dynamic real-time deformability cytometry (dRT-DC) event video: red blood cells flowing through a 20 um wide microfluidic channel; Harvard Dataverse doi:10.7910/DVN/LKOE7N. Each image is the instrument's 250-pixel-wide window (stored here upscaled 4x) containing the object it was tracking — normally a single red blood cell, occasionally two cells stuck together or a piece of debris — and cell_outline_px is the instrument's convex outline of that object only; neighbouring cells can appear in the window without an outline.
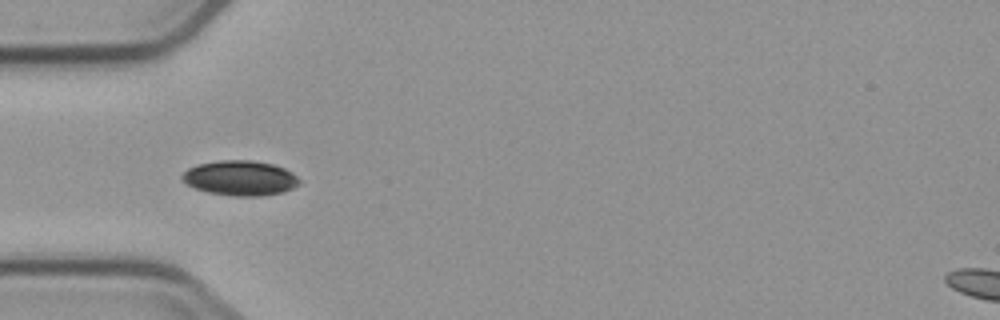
{"species": "common noctule bat (a hibernating species)", "species_latin": "Nyctalus noctula", "temperature_condition": "cold", "stored_images_in_passage": 9, "camera_frame_rate_fps": 3000, "um_per_image_px": 0.085, "animal": {"sex": "male", "body_mass_g": 23.1, "forearm_length_mm": 52.7}, "frame": {"image": 1, "passage_image": 5, "time_ms": 4.667, "image_size_px": [1000, 320], "cell_outline_px": [[300, 184], [284, 192], [260, 196], [232, 196], [208, 192], [184, 184], [180, 180], [180, 176], [188, 168], [200, 164], [220, 160], [252, 160], [272, 164], [284, 168], [292, 172], [300, 180]], "centroid_in_image_um": [20.4, 15.14], "position_along_channel_um": 64.6, "area_um2": 23.99}}
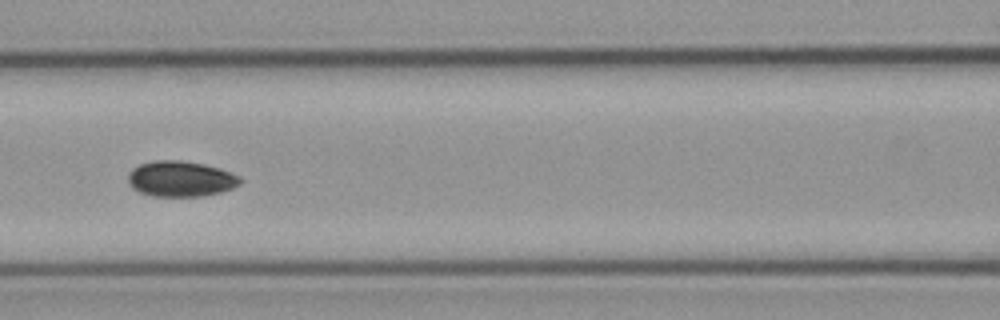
{"frame": {"image": 2, "passage_image": 7, "time_ms": 7.0, "image_size_px": [1000, 320], "cell_outline_px": [[244, 180], [240, 184], [232, 188], [220, 192], [200, 196], [152, 196], [140, 192], [132, 188], [128, 184], [128, 172], [132, 168], [140, 164], [156, 160], [180, 160], [204, 164], [220, 168], [240, 176]], "centroid_in_image_um": [15.35, 15.19], "position_along_channel_um": 151.2, "area_um2": 23.41}}
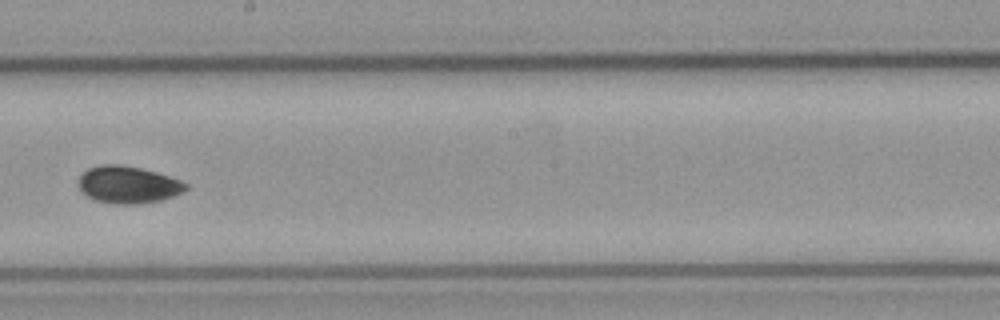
{"frame": {"image": 3, "passage_image": 9, "time_ms": 9.333, "image_size_px": [1000, 320], "cell_outline_px": [[188, 188], [184, 192], [160, 200], [136, 204], [116, 204], [92, 200], [84, 196], [80, 192], [76, 184], [76, 180], [88, 168], [100, 164], [120, 164], [140, 168], [156, 172], [180, 180], [188, 184]], "centroid_in_image_um": [10.81, 15.7], "position_along_channel_um": 237.4, "area_um2": 23.64}}